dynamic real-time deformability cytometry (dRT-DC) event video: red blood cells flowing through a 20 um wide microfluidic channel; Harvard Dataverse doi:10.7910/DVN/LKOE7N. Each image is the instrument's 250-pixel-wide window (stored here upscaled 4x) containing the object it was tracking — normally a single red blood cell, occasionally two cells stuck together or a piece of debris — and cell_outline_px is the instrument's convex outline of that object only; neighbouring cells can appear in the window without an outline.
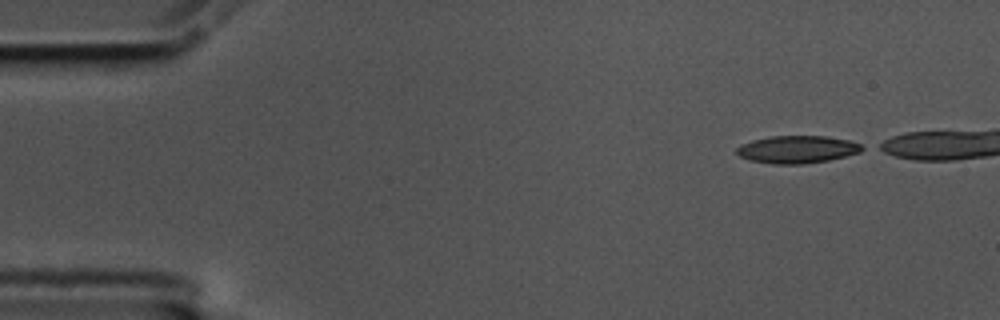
{"species": "common noctule bat (a hibernating species)", "species_latin": "Nyctalus noctula", "temperature_condition": "cold", "stored_images_in_passage": 43, "camera_frame_rate_fps": 3000, "um_per_image_px": 0.085, "animal": {"sex": "male", "body_mass_g": 17.5, "forearm_length_mm": 52.3}, "frame": {"image": 1, "passage_image": 1, "time_ms": 0.0, "image_size_px": [1000, 320], "cell_outline_px": [[868, 148], [860, 152], [828, 160], [804, 164], [772, 164], [748, 160], [740, 156], [736, 152], [736, 148], [740, 144], [752, 140], [772, 136], [824, 136], [848, 140], [860, 144]], "centroid_in_image_um": [67.75, 12.7], "position_along_channel_um": 17.3, "area_um2": 20.17}}
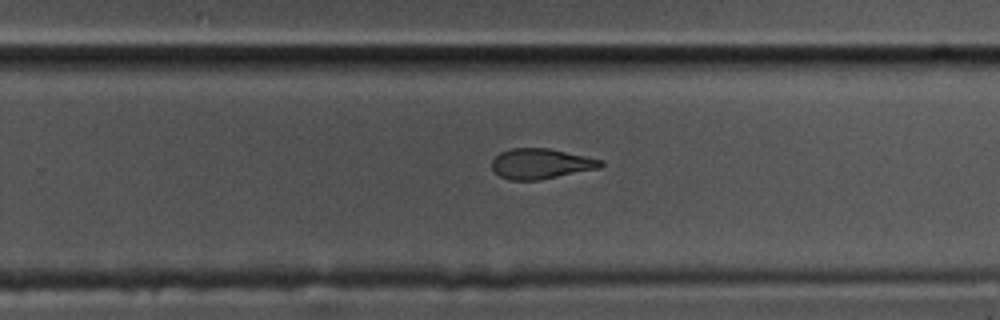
{"frame": {"image": 2, "passage_image": 32, "time_ms": 10.333, "image_size_px": [1000, 320], "cell_outline_px": [[604, 164], [600, 168], [540, 180], [508, 180], [500, 176], [492, 168], [492, 160], [500, 152], [512, 148], [548, 148], [604, 160]], "centroid_in_image_um": [45.99, 13.92], "position_along_channel_um": 283.8, "area_um2": 19.25}}
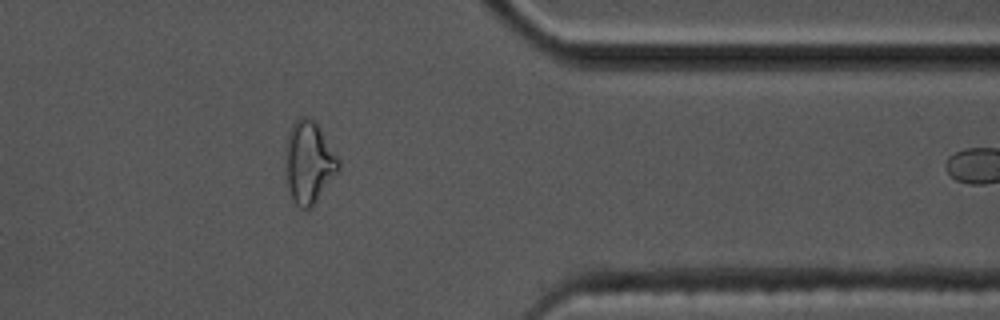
{"frame": {"image": 3, "passage_image": 42, "time_ms": 13.667, "image_size_px": [1000, 320], "cell_outline_px": [[340, 168], [312, 208], [300, 208], [296, 204], [292, 196], [288, 184], [284, 152], [288, 132], [292, 124], [300, 116], [308, 116], [316, 120], [340, 160]], "centroid_in_image_um": [26.26, 13.74], "position_along_channel_um": 385.1, "area_um2": 25.61}}